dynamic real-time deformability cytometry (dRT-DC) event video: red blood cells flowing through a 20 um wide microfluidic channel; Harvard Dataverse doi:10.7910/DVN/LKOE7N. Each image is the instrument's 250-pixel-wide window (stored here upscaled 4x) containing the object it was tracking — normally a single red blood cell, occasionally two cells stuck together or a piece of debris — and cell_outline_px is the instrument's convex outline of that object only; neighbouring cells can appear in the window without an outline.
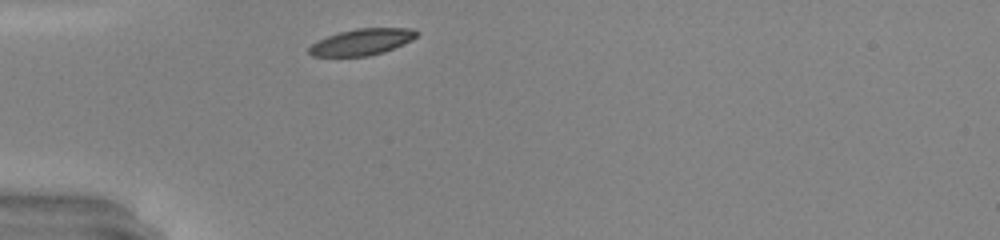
{"species": "common noctule bat (a hibernating species)", "species_latin": "Nyctalus noctula", "temperature_condition": "warm", "stored_images_in_passage": 26, "camera_frame_rate_fps": 3000, "um_per_image_px": 0.085, "animal": {"sex": "male", "body_mass_g": 20.0, "forearm_length_mm": 53.3}, "frame": {"image": 1, "passage_image": 1, "time_ms": 0.0, "image_size_px": [1000, 240], "cell_outline_px": [[420, 32], [412, 40], [384, 52], [368, 56], [312, 56], [308, 52], [308, 48], [316, 40], [340, 32], [356, 28], [412, 28]], "centroid_in_image_um": [30.76, 3.56], "position_along_channel_um": 54.2, "area_um2": 16.53}, "authors_computed_cell_mechanics": {"area_um2": 17.4267, "velocity_mm_per_s": 4.1959, "shape_relaxation_time_tau1_ms": 3.1418, "shape_relaxation_time_tau2_ms": 6.1737, "deformation_change_tau1": 0.1217, "deformation_change_tau2": 0.1163}}